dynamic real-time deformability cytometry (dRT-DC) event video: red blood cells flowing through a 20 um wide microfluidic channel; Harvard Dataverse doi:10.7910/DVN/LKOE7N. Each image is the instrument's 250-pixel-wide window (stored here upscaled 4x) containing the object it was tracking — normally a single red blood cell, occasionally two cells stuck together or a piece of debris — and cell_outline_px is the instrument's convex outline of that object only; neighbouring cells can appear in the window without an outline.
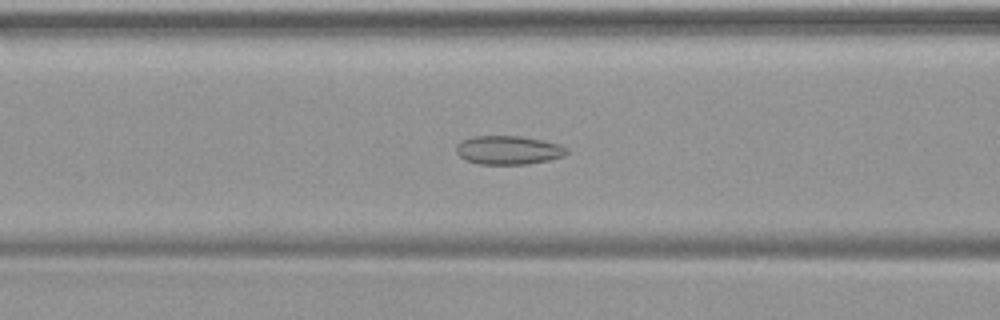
{"species": "common noctule bat (a hibernating species)", "species_latin": "Nyctalus noctula", "temperature_condition": "warm", "stored_images_in_passage": 50, "camera_frame_rate_fps": 3000, "um_per_image_px": 0.085, "animal": {"sex": "female", "body_mass_g": 19.9}, "frame": {"image": 1, "passage_image": 21, "time_ms": 6.667, "image_size_px": [1000, 320], "cell_outline_px": [[568, 152], [564, 156], [548, 160], [528, 164], [480, 164], [468, 160], [460, 156], [456, 152], [456, 144], [460, 140], [472, 136], [520, 136], [560, 144], [568, 148]], "centroid_in_image_um": [43.21, 12.75], "position_along_channel_um": 123.4, "area_um2": 18.5}}
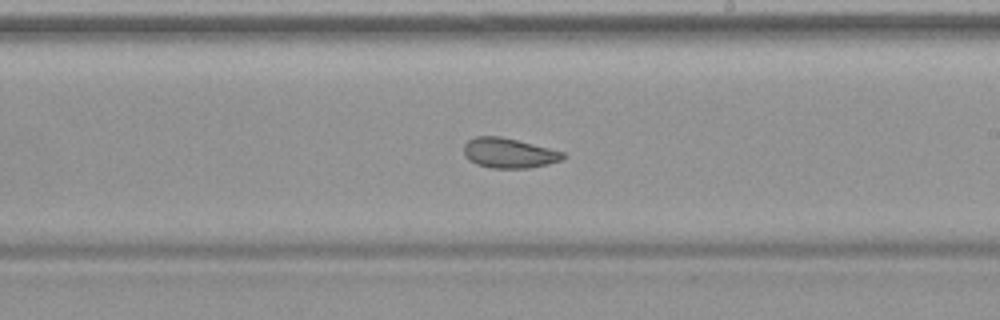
{"frame": {"image": 2, "passage_image": 30, "time_ms": 9.667, "image_size_px": [1000, 320], "cell_outline_px": [[564, 156], [560, 160], [548, 164], [528, 168], [492, 168], [476, 164], [468, 160], [464, 156], [464, 144], [468, 140], [476, 136], [500, 136], [564, 152]], "centroid_in_image_um": [43.2, 13.01], "position_along_channel_um": 245.8, "area_um2": 17.17}}
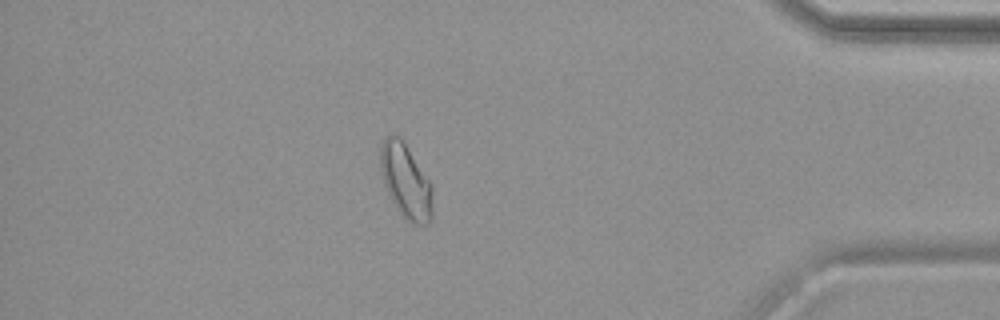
{"frame": {"image": 3, "passage_image": 44, "time_ms": 14.333, "image_size_px": [1000, 320], "cell_outline_px": [[432, 220], [428, 224], [416, 224], [408, 220], [400, 212], [388, 192], [384, 184], [380, 168], [380, 148], [384, 140], [392, 132], [400, 136], [432, 184]], "centroid_in_image_um": [34.5, 15.37], "position_along_channel_um": 400.7, "area_um2": 22.43}}